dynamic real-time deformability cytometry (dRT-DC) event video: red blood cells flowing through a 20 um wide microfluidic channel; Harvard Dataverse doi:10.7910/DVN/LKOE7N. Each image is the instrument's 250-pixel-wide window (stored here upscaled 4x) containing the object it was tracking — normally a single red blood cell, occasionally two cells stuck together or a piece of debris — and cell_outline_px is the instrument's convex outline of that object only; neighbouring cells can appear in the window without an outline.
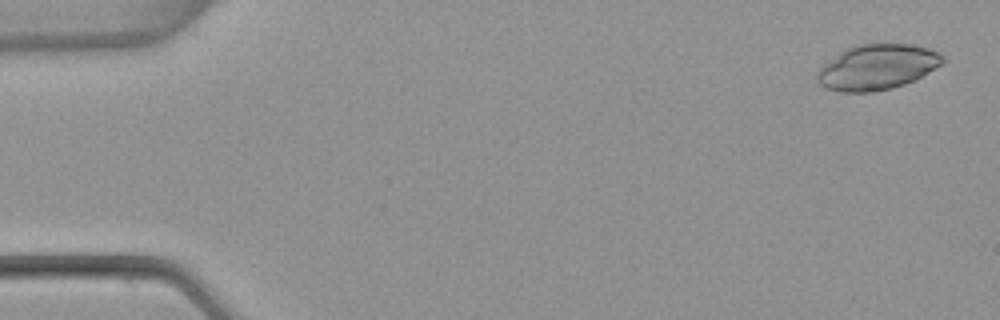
{"species": "common noctule bat (a hibernating species)", "species_latin": "Nyctalus noctula", "temperature_condition": "warm", "stored_images_in_passage": 4, "camera_frame_rate_fps": 3000, "um_per_image_px": 0.085, "animal": {"sex": "female", "body_mass_g": 22.7, "forearm_length_mm": 54.2}, "frame": {"image": 1, "passage_image": 1, "time_ms": 0.0, "image_size_px": [1000, 320], "cell_outline_px": [[948, 60], [944, 64], [904, 84], [892, 88], [872, 92], [840, 92], [824, 88], [816, 80], [816, 72], [824, 64], [840, 52], [856, 44], [912, 44], [928, 48], [940, 52]], "centroid_in_image_um": [74.57, 5.7], "position_along_channel_um": 10.4, "area_um2": 33.29}}